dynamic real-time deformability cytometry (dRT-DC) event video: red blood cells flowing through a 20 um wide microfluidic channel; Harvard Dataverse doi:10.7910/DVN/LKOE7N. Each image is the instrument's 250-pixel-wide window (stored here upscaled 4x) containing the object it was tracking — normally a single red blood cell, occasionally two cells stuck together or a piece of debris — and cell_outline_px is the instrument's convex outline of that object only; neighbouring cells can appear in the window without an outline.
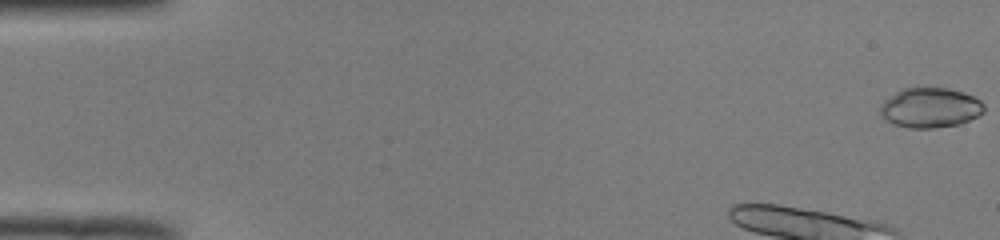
{"species": "common noctule bat (a hibernating species)", "species_latin": "Nyctalus noctula", "temperature_condition": "room temperature", "stored_images_in_passage": 22, "camera_frame_rate_fps": 3000, "um_per_image_px": 0.085, "animal": {"sex": "male", "body_mass_g": 19.0, "forearm_length_mm": 50.8}, "frame": {"image": 1, "passage_image": 1, "time_ms": 0.0, "image_size_px": [1000, 240], "cell_outline_px": [[984, 112], [960, 124], [936, 128], [908, 128], [892, 124], [884, 120], [880, 112], [880, 104], [884, 100], [896, 92], [904, 88], [948, 88], [964, 92], [980, 100], [984, 104]], "centroid_in_image_um": [79.04, 9.17], "position_along_channel_um": 6.0, "area_um2": 24.28}}